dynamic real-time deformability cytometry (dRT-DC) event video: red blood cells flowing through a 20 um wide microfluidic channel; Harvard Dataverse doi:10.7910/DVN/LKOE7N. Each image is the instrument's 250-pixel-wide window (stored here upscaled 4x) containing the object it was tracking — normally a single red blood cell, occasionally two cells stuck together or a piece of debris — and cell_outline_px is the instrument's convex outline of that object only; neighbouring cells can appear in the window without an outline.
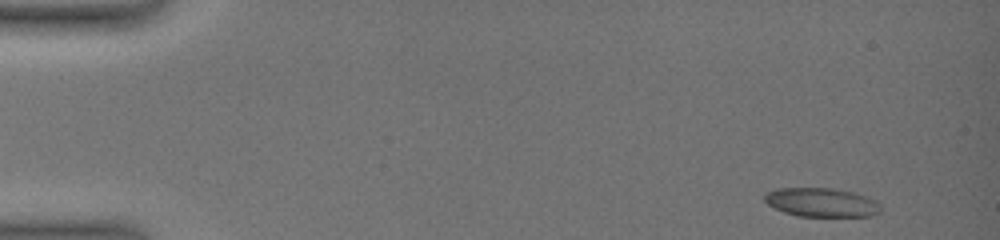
{"species": "common noctule bat (a hibernating species)", "species_latin": "Nyctalus noctula", "temperature_condition": "warm", "stored_images_in_passage": 12, "camera_frame_rate_fps": 3000, "um_per_image_px": 0.085, "animal": {"sex": "female", "body_mass_g": 19.0, "forearm_length_mm": 51.5}, "frame": {"image": 1, "passage_image": 1, "time_ms": 0.0, "image_size_px": [1000, 240], "cell_outline_px": [[880, 212], [872, 216], [796, 216], [784, 212], [768, 204], [764, 200], [764, 192], [776, 188], [832, 188], [852, 192], [864, 196], [880, 204]], "centroid_in_image_um": [69.78, 17.2], "position_along_channel_um": 15.2, "area_um2": 19.48}}
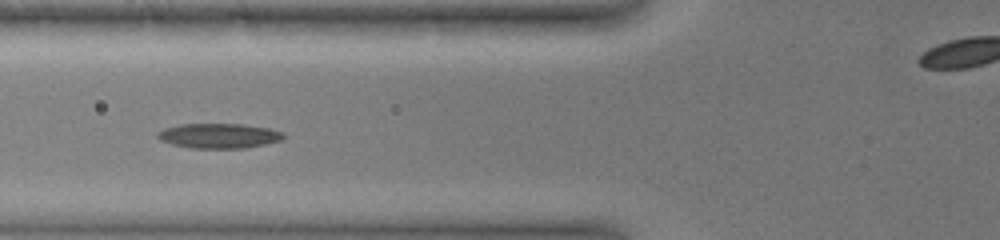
{"frame": {"image": 2, "passage_image": 9, "time_ms": 6.333, "image_size_px": [1000, 240], "cell_outline_px": [[284, 136], [280, 140], [264, 144], [244, 148], [192, 148], [172, 144], [160, 140], [156, 136], [156, 132], [164, 128], [180, 124], [244, 124], [268, 128], [284, 132]], "centroid_in_image_um": [18.57, 11.53], "position_along_channel_um": 107.2, "area_um2": 18.21}}
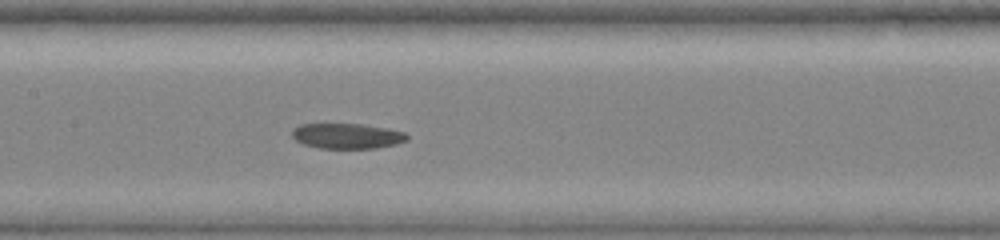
{"frame": {"image": 3, "passage_image": 12, "time_ms": 8.333, "image_size_px": [1000, 240], "cell_outline_px": [[408, 140], [396, 144], [376, 148], [320, 148], [304, 144], [296, 140], [292, 136], [292, 128], [300, 124], [360, 124], [388, 128], [404, 132], [408, 136]], "centroid_in_image_um": [29.5, 11.55], "position_along_channel_um": 177.9, "area_um2": 16.94}}